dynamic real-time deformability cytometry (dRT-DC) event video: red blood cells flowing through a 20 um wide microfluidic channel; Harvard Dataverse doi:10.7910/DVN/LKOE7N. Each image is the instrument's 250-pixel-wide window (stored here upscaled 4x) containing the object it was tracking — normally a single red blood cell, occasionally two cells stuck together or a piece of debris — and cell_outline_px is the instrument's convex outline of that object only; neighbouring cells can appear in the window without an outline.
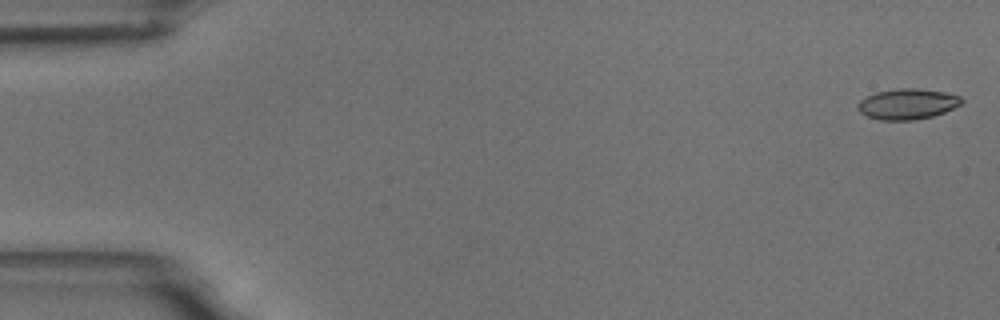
{"species": "common noctule bat (a hibernating species)", "species_latin": "Nyctalus noctula", "temperature_condition": "room temperature", "stored_images_in_passage": 55, "camera_frame_rate_fps": 3000, "um_per_image_px": 0.085, "animal": {"sex": "male", "body_mass_g": 18.8}, "frame": {"image": 1, "passage_image": 1, "time_ms": 0.0, "image_size_px": [1000, 320], "cell_outline_px": [[964, 100], [960, 104], [944, 112], [932, 116], [912, 120], [880, 120], [868, 116], [860, 112], [856, 108], [856, 104], [860, 100], [876, 92], [900, 88], [916, 88], [944, 92], [960, 96]], "centroid_in_image_um": [77.11, 8.84], "position_along_channel_um": 7.9, "area_um2": 18.38}}
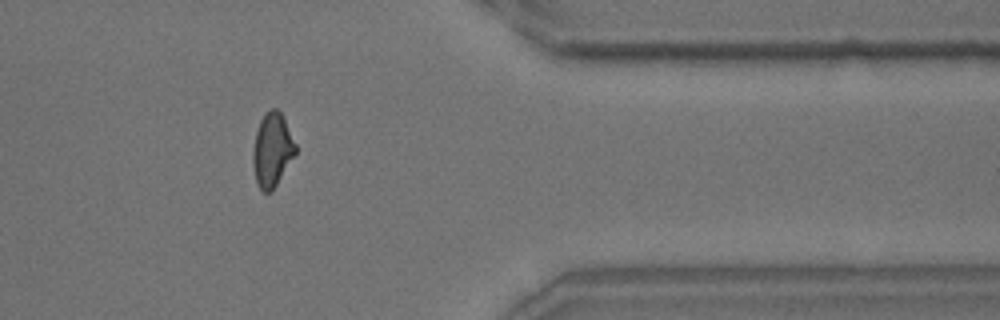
{"frame": {"image": 2, "passage_image": 45, "time_ms": 14.667, "image_size_px": [1000, 320], "cell_outline_px": [[296, 152], [272, 192], [264, 192], [256, 184], [252, 164], [252, 152], [256, 132], [260, 120], [264, 112], [272, 108], [276, 108], [280, 112], [296, 144]], "centroid_in_image_um": [23.1, 12.75], "position_along_channel_um": 388.3, "area_um2": 18.26}}
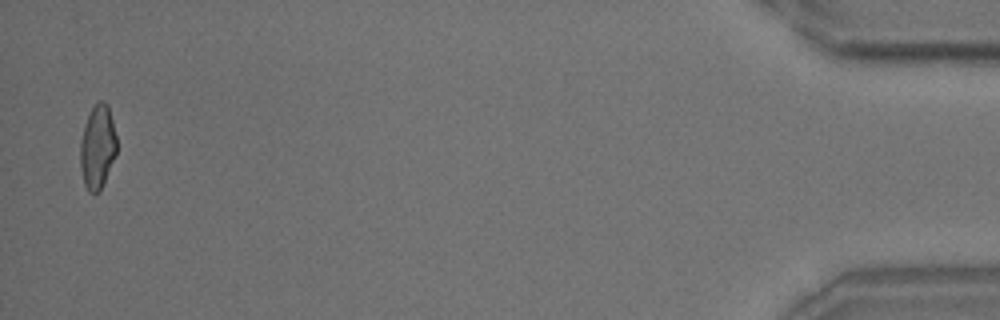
{"frame": {"image": 3, "passage_image": 54, "time_ms": 17.667, "image_size_px": [1000, 320], "cell_outline_px": [[116, 152], [100, 192], [88, 192], [84, 184], [80, 168], [80, 140], [84, 124], [92, 108], [100, 100], [104, 100], [108, 104], [116, 136]], "centroid_in_image_um": [8.27, 12.49], "position_along_channel_um": 426.9, "area_um2": 17.74}, "authors_computed_cell_mechanics": {"area_um2": 18.6694, "velocity_mm_per_s": 3.6603, "shape_relaxation_time_tau1_ms": 8.8021, "shape_relaxation_time_tau2_ms": 1.8913, "deformation_change_tau1": 0.1751, "deformation_change_tau2": 0.086}}